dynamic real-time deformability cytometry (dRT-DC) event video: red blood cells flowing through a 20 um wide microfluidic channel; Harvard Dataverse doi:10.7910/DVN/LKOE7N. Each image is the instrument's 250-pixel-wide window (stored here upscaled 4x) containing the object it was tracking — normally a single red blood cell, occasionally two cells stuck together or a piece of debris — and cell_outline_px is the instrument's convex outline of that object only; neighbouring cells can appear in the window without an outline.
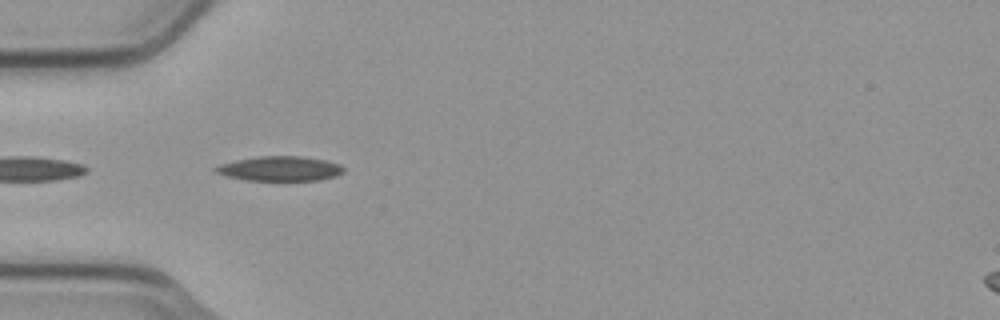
{"species": "common noctule bat (a hibernating species)", "species_latin": "Nyctalus noctula", "temperature_condition": "cold", "stored_images_in_passage": 5, "camera_frame_rate_fps": 3000, "um_per_image_px": 0.085, "animal": {"sex": "male", "body_mass_g": 23.1, "forearm_length_mm": 52.7}, "frame": {"image": 1, "passage_image": 2, "time_ms": 0.333, "image_size_px": [1000, 320], "cell_outline_px": [[344, 172], [336, 176], [320, 180], [244, 180], [224, 176], [216, 172], [212, 168], [220, 164], [236, 160], [260, 156], [300, 156], [328, 160], [340, 164], [344, 168]], "centroid_in_image_um": [23.8, 14.33], "position_along_channel_um": 61.2, "area_um2": 18.55}}